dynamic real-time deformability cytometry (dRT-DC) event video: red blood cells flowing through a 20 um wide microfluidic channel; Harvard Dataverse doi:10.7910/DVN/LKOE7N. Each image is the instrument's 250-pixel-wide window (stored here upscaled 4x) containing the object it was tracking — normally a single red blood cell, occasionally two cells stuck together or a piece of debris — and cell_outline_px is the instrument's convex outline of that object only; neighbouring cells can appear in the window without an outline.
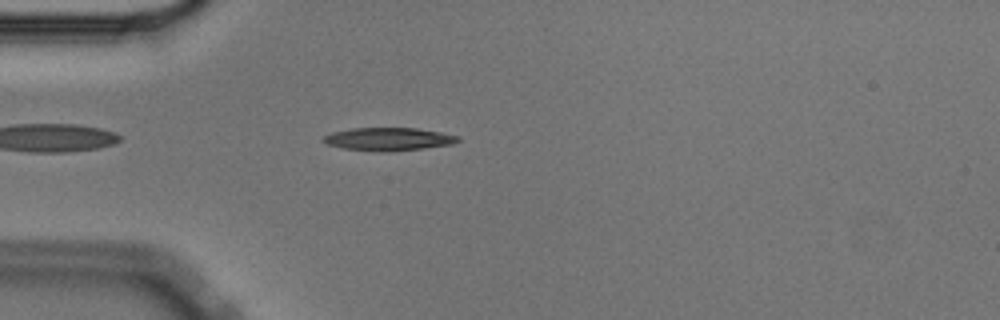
{"species": "Egyptian fruit bat (a non-hibernating species)", "species_latin": "Rousettus aegyptiacus", "temperature_condition": "cold", "stored_images_in_passage": 44, "camera_frame_rate_fps": 3000, "um_per_image_px": 0.085, "animal": {"sex": "male"}, "frame": {"image": 1, "passage_image": 4, "time_ms": 1.0, "image_size_px": [1000, 320], "cell_outline_px": [[460, 140], [452, 144], [424, 148], [380, 152], [344, 148], [328, 144], [320, 140], [324, 136], [332, 132], [352, 128], [416, 128], [440, 132], [460, 136]], "centroid_in_image_um": [33.02, 11.82], "position_along_channel_um": 52.0, "area_um2": 17.92}}
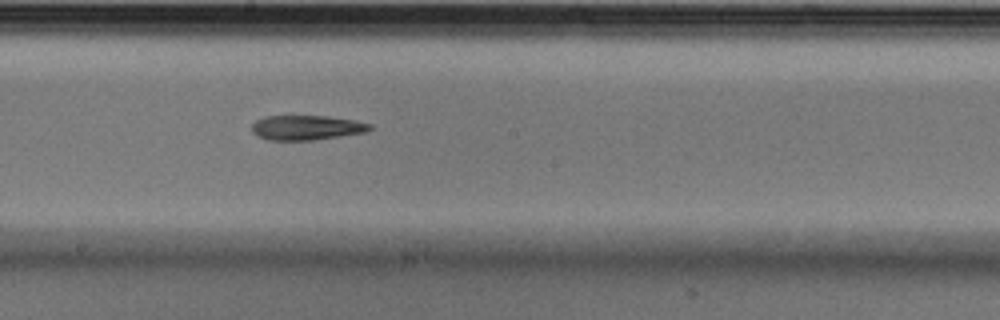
{"frame": {"image": 2, "passage_image": 19, "time_ms": 6.0, "image_size_px": [1000, 320], "cell_outline_px": [[372, 128], [368, 132], [316, 140], [268, 140], [256, 136], [252, 132], [252, 124], [256, 120], [264, 116], [328, 116], [356, 120], [372, 124]], "centroid_in_image_um": [26.08, 10.85], "position_along_channel_um": 222.1, "area_um2": 17.28}}
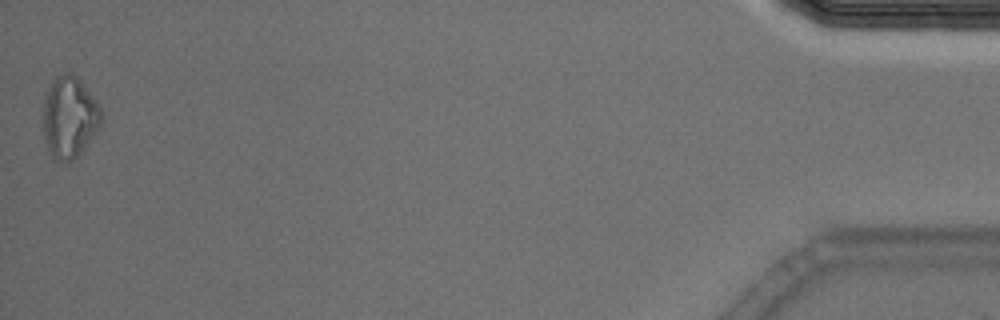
{"frame": {"image": 3, "passage_image": 44, "time_ms": 14.333, "image_size_px": [1000, 320], "cell_outline_px": [[104, 120], [100, 128], [84, 148], [72, 160], [52, 160], [44, 136], [44, 100], [48, 88], [52, 80], [56, 76], [64, 72], [72, 72], [76, 76], [92, 96], [100, 108], [104, 116]], "centroid_in_image_um": [5.92, 9.95], "position_along_channel_um": 429.3, "area_um2": 27.51}, "authors_computed_cell_mechanics": {"area_um2": 17.7446, "velocity_mm_per_s": 3.5833, "shape_relaxation_time_tau1_ms": 6.993, "shape_relaxation_time_tau2_ms": null, "deformation_change_tau1": 0.1879, "deformation_change_tau2": null}}